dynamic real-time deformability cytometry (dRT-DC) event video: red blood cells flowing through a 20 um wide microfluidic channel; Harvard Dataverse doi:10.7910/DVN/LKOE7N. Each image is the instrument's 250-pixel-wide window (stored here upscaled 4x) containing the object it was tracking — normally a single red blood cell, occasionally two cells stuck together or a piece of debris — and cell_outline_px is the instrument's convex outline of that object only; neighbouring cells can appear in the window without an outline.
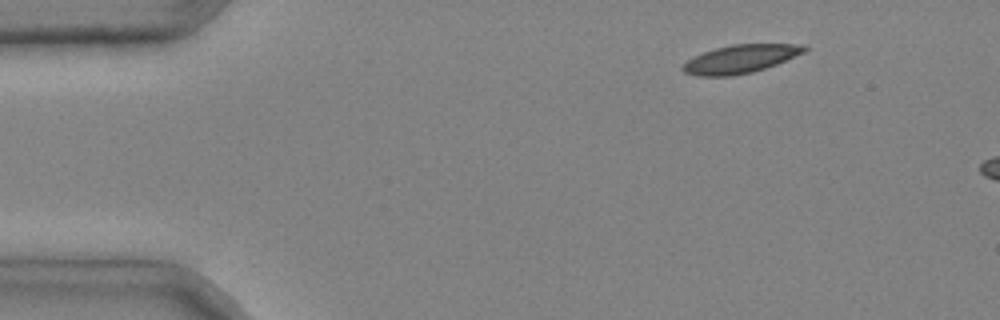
{"species": "common noctule bat (a hibernating species)", "species_latin": "Nyctalus noctula", "temperature_condition": "cold", "stored_images_in_passage": 3, "camera_frame_rate_fps": 3000, "um_per_image_px": 0.085, "animal": {"sex": "male", "body_mass_g": 20.4}, "frame": {"image": 1, "passage_image": 1, "time_ms": 0.0, "image_size_px": [1000, 320], "cell_outline_px": [[808, 48], [804, 52], [776, 64], [752, 72], [732, 76], [696, 76], [684, 72], [680, 68], [688, 60], [704, 52], [716, 48], [732, 44], [804, 44]], "centroid_in_image_um": [62.93, 5.01], "position_along_channel_um": 22.1, "area_um2": 19.83}}